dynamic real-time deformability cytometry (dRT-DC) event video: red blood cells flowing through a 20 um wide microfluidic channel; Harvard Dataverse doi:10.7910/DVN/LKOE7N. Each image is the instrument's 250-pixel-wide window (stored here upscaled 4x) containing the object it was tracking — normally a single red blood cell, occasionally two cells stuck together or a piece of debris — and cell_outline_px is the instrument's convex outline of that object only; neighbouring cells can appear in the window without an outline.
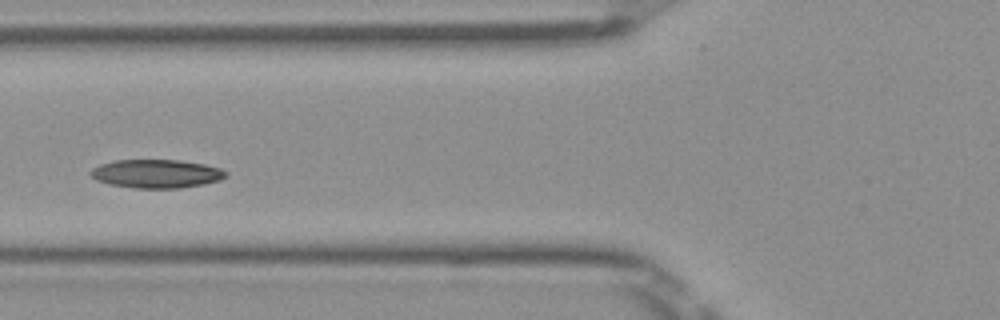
{"species": "Egyptian fruit bat (a non-hibernating species)", "species_latin": "Rousettus aegyptiacus", "temperature_condition": "room temperature", "stored_images_in_passage": 32, "camera_frame_rate_fps": 3000, "um_per_image_px": 0.085, "frame": {"image": 1, "passage_image": 15, "time_ms": 4.667, "image_size_px": [1000, 320], "cell_outline_px": [[228, 176], [220, 180], [204, 184], [180, 188], [136, 188], [112, 184], [96, 180], [88, 172], [92, 168], [100, 164], [112, 160], [180, 160], [204, 164], [220, 168], [228, 172]], "centroid_in_image_um": [13.31, 14.76], "position_along_channel_um": 112.5, "area_um2": 22.54}}
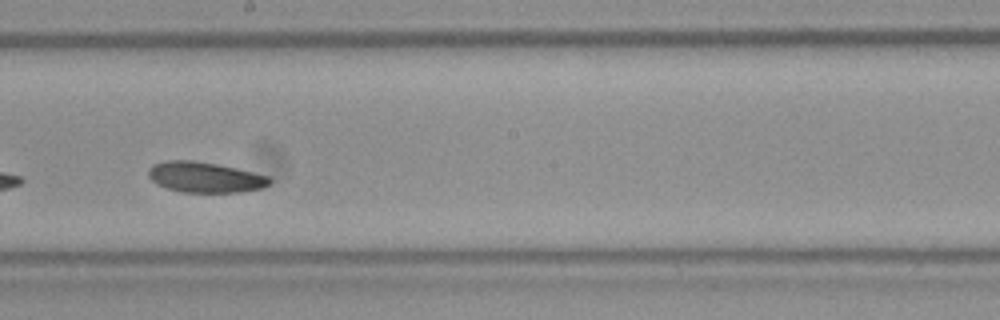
{"frame": {"image": 2, "passage_image": 24, "time_ms": 7.667, "image_size_px": [1000, 320], "cell_outline_px": [[272, 180], [268, 184], [260, 188], [240, 192], [180, 192], [156, 184], [148, 176], [148, 168], [152, 164], [168, 160], [192, 160], [216, 164], [236, 168], [268, 176]], "centroid_in_image_um": [17.37, 15.06], "position_along_channel_um": 230.8, "area_um2": 21.44}}
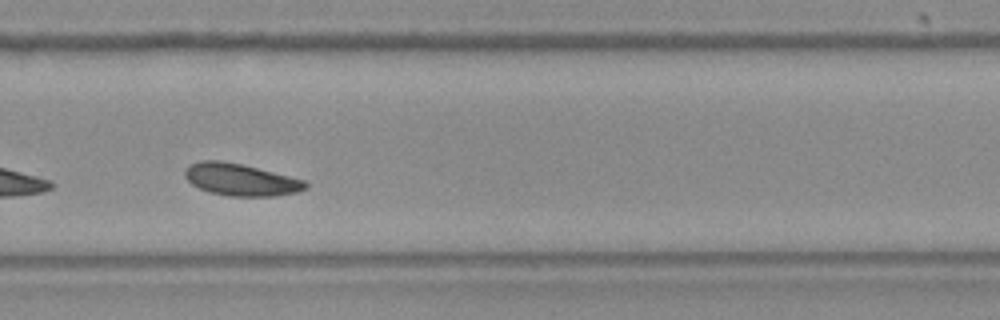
{"frame": {"image": 3, "passage_image": 30, "time_ms": 9.667, "image_size_px": [1000, 320], "cell_outline_px": [[308, 184], [304, 188], [296, 192], [276, 196], [228, 196], [208, 192], [192, 184], [184, 176], [184, 168], [188, 164], [200, 160], [220, 160], [240, 164], [304, 180]], "centroid_in_image_um": [20.38, 15.27], "position_along_channel_um": 309.4, "area_um2": 22.37}}